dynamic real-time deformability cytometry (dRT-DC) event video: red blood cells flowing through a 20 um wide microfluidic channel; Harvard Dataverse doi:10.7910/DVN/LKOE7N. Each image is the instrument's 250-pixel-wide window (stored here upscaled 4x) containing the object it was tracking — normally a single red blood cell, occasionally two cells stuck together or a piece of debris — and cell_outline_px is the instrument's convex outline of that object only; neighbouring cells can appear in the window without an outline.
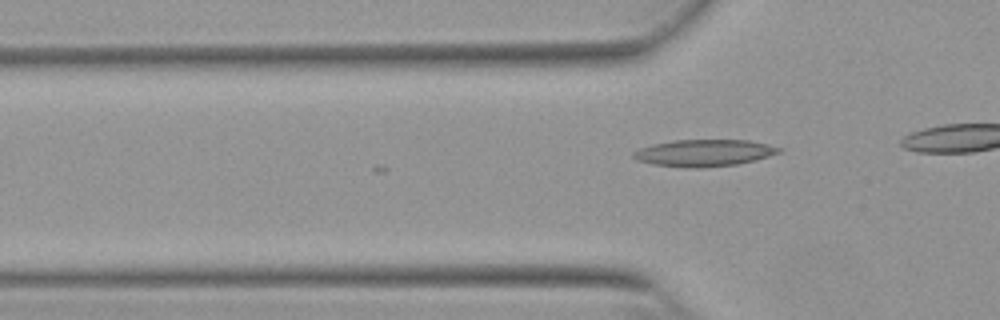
{"species": "Egyptian fruit bat (a non-hibernating species)", "species_latin": "Rousettus aegyptiacus", "temperature_condition": "warm", "stored_images_in_passage": 3, "camera_frame_rate_fps": 3000, "um_per_image_px": 0.085, "animal": {"sex": "female"}, "frame": {"image": 1, "passage_image": 3, "time_ms": 0.667, "image_size_px": [1000, 320], "cell_outline_px": [[784, 148], [780, 152], [756, 160], [736, 164], [700, 168], [688, 168], [652, 164], [636, 160], [632, 156], [632, 152], [640, 148], [652, 144], [672, 140], [748, 140], [768, 144]], "centroid_in_image_um": [59.83, 12.99], "position_along_channel_um": 66.0, "area_um2": 22.89}}